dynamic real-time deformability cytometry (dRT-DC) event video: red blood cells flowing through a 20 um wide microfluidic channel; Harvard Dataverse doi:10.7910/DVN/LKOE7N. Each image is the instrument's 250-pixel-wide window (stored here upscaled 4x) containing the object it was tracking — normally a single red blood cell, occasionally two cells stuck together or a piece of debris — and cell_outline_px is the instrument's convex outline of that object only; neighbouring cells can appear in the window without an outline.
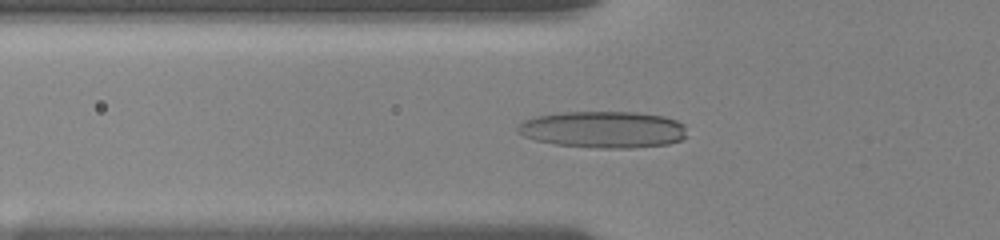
{"species": "human", "species_latin": "Homo sapiens", "temperature_condition": "room temperature", "stored_images_in_passage": 42, "camera_frame_rate_fps": 3000, "um_per_image_px": 0.085, "donor": {"sex": "female"}, "frame": {"image": 1, "passage_image": 2, "time_ms": 0.333, "image_size_px": [1000, 240], "cell_outline_px": [[688, 136], [680, 140], [668, 144], [632, 148], [600, 148], [556, 144], [536, 140], [524, 136], [516, 132], [516, 128], [524, 120], [536, 116], [560, 112], [636, 112], [664, 116], [676, 120], [684, 124]], "centroid_in_image_um": [51.3, 11.0], "position_along_channel_um": 74.5, "area_um2": 36.36}}
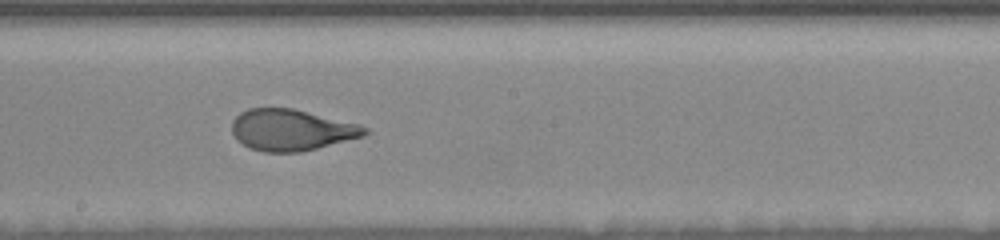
{"frame": {"image": 2, "passage_image": 16, "time_ms": 4.333, "image_size_px": [1000, 240], "cell_outline_px": [[372, 132], [364, 136], [300, 152], [264, 152], [248, 148], [236, 140], [232, 132], [232, 120], [240, 112], [248, 108], [292, 108], [360, 124], [368, 128]], "centroid_in_image_um": [24.76, 11.04], "position_along_channel_um": 223.4, "area_um2": 32.19}}
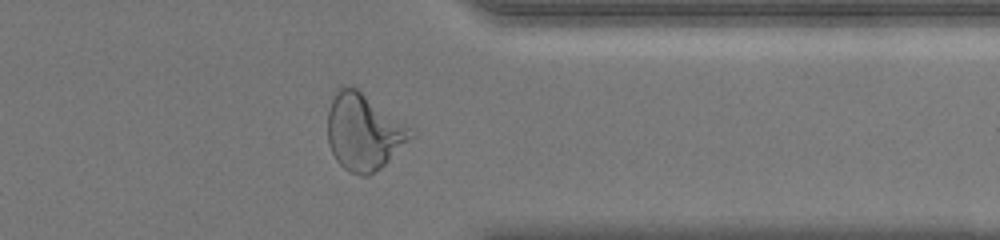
{"frame": {"image": 3, "passage_image": 36, "time_ms": 8.667, "image_size_px": [1000, 240], "cell_outline_px": [[416, 132], [380, 168], [368, 176], [360, 176], [348, 172], [336, 160], [328, 144], [328, 108], [332, 92], [336, 88], [344, 84], [348, 84], [356, 88]], "centroid_in_image_um": [30.84, 11.19], "position_along_channel_um": 380.6, "area_um2": 36.82}, "authors_computed_cell_mechanics": {"area_um2": 32.7726, "velocity_mm_per_s": 3.6975, "shape_relaxation_time_tau1_ms": 4.1127, "shape_relaxation_time_tau2_ms": 0.642, "deformation_change_tau1": 0.211, "deformation_change_tau2": 0.0731}}